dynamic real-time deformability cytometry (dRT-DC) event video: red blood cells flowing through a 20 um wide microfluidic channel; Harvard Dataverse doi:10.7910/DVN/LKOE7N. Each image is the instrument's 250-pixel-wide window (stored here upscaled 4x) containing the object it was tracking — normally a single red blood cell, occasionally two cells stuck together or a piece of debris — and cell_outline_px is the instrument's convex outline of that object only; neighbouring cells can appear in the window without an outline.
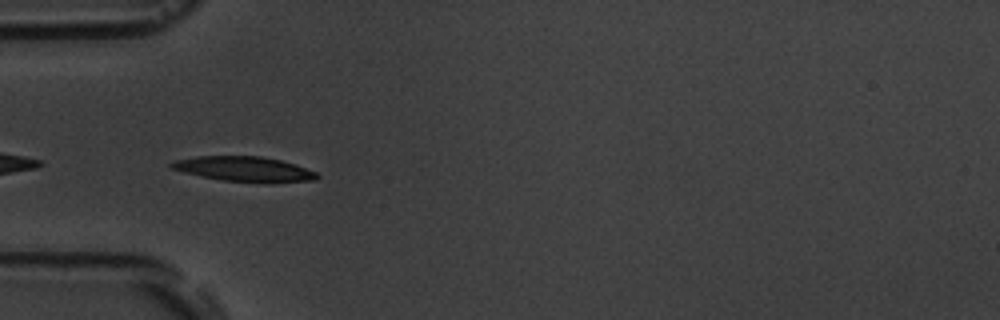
{"species": "common noctule bat (a hibernating species)", "species_latin": "Nyctalus noctula", "temperature_condition": "room temperature", "stored_images_in_passage": 8, "camera_frame_rate_fps": 3000, "um_per_image_px": 0.085, "animal": {"sex": "male", "body_mass_g": 19.5, "forearm_length_mm": 54.6}, "frame": {"image": 1, "passage_image": 5, "time_ms": 5.333, "image_size_px": [1000, 320], "cell_outline_px": [[320, 176], [316, 180], [268, 184], [224, 180], [200, 176], [168, 168], [168, 164], [172, 160], [196, 156], [260, 156], [280, 160], [296, 164], [316, 172]], "centroid_in_image_um": [20.76, 14.38], "position_along_channel_um": 64.2, "area_um2": 21.68}}
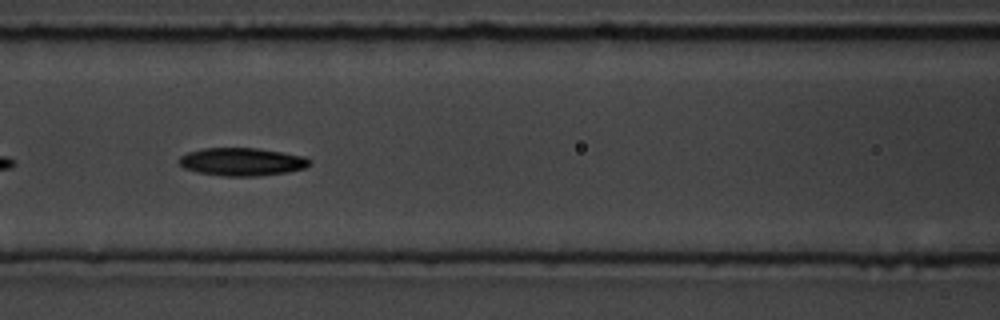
{"frame": {"image": 2, "passage_image": 7, "time_ms": 7.667, "image_size_px": [1000, 320], "cell_outline_px": [[312, 160], [304, 168], [288, 172], [256, 176], [224, 176], [196, 172], [184, 168], [180, 164], [180, 156], [188, 152], [204, 148], [256, 148], [304, 156]], "centroid_in_image_um": [20.55, 13.75], "position_along_channel_um": 146.0, "area_um2": 21.1}}
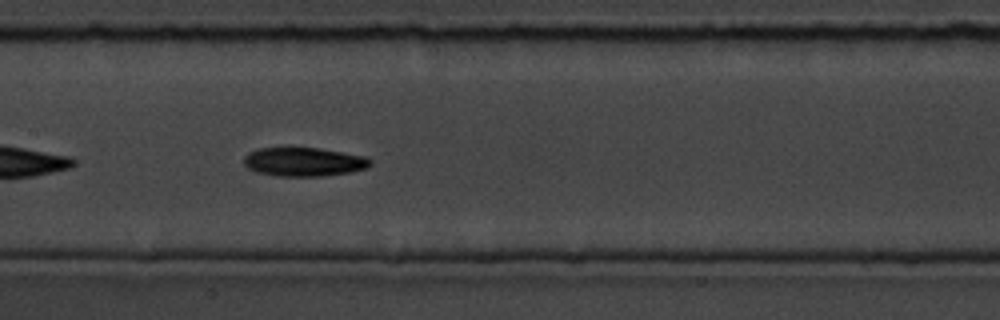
{"frame": {"image": 3, "passage_image": 8, "time_ms": 8.667, "image_size_px": [1000, 320], "cell_outline_px": [[372, 164], [368, 168], [352, 172], [320, 176], [276, 176], [256, 172], [248, 168], [244, 164], [244, 156], [248, 152], [260, 148], [316, 148], [364, 156], [372, 160]], "centroid_in_image_um": [25.82, 13.77], "position_along_channel_um": 181.6, "area_um2": 21.21}}